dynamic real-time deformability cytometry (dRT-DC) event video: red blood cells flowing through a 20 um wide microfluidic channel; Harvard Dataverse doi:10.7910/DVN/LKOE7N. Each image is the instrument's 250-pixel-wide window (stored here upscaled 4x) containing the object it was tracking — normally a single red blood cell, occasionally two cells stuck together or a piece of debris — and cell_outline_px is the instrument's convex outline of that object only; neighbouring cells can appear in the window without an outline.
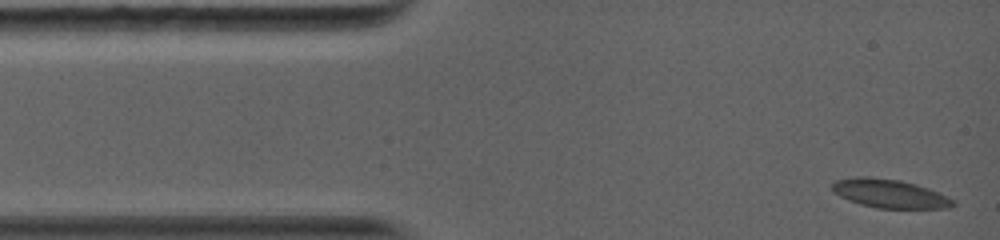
{"species": "common noctule bat (a hibernating species)", "species_latin": "Nyctalus noctula", "temperature_condition": "warm", "stored_images_in_passage": 38, "camera_frame_rate_fps": 5000, "um_per_image_px": 0.085, "animal": {"sex": "female", "body_mass_g": 19.0, "forearm_length_mm": 56.7}, "frame": {"image": 1, "passage_image": 1, "time_ms": 0.0, "image_size_px": [1000, 240], "cell_outline_px": [[956, 204], [948, 208], [876, 208], [860, 204], [848, 200], [832, 192], [832, 184], [836, 180], [860, 176], [868, 176], [900, 180], [916, 184], [928, 188], [956, 200]], "centroid_in_image_um": [75.62, 16.45], "position_along_channel_um": 9.4, "area_um2": 20.23}}
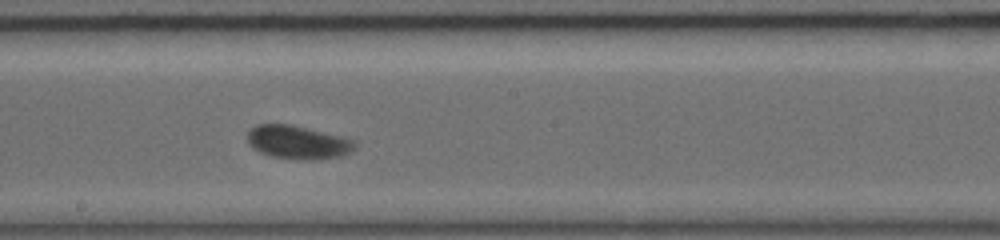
{"frame": {"image": 2, "passage_image": 22, "time_ms": 7.0, "image_size_px": [1000, 240], "cell_outline_px": [[356, 144], [348, 152], [340, 156], [312, 160], [304, 160], [272, 156], [260, 152], [252, 148], [248, 144], [248, 132], [256, 124], [292, 124], [344, 136], [356, 140]], "centroid_in_image_um": [25.31, 12.07], "position_along_channel_um": 222.9, "area_um2": 20.98}}
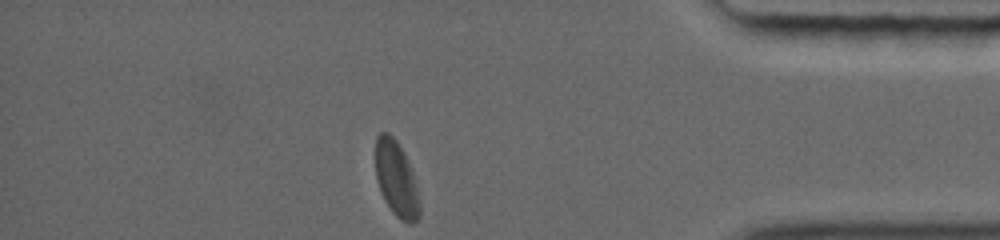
{"frame": {"image": 3, "passage_image": 38, "time_ms": 12.2, "image_size_px": [1000, 240], "cell_outline_px": [[420, 216], [412, 224], [408, 224], [400, 220], [392, 212], [384, 200], [380, 192], [376, 180], [376, 136], [380, 132], [388, 132], [396, 140], [404, 152], [412, 172], [420, 200]], "centroid_in_image_um": [33.69, 15.24], "position_along_channel_um": 401.5, "area_um2": 19.54}, "authors_computed_cell_mechanics": {"area_um2": 20.23, "velocity_mm_per_s": 4.0199, "shape_relaxation_time_tau1_ms": 2.9891, "shape_relaxation_time_tau2_ms": null, "deformation_change_tau1": 0.0912, "deformation_change_tau2": null}}